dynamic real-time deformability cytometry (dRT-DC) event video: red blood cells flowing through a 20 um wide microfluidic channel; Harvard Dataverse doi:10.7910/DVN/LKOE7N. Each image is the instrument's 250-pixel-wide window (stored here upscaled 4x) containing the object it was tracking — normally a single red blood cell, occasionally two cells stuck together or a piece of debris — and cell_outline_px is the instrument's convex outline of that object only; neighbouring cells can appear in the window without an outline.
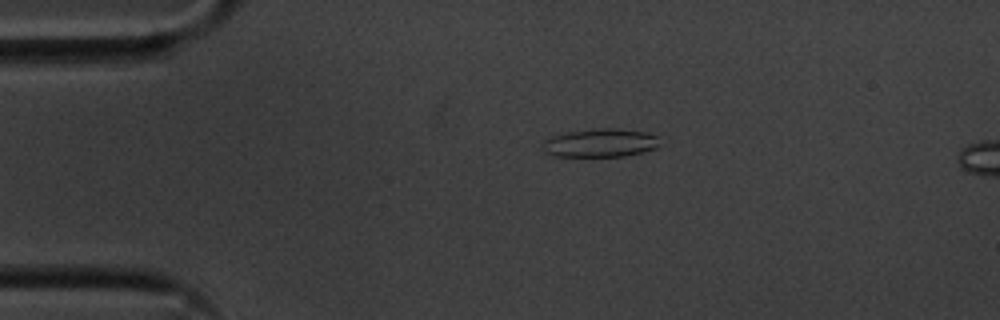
{"species": "common noctule bat (a hibernating species)", "species_latin": "Nyctalus noctula", "temperature_condition": "cold", "stored_images_in_passage": 15, "camera_frame_rate_fps": 3000, "um_per_image_px": 0.085, "animal": {"sex": "male", "body_mass_g": 20.1, "forearm_length_mm": 53.5}, "frame": {"image": 1, "passage_image": 11, "time_ms": 3.333, "image_size_px": [1000, 320], "cell_outline_px": [[656, 148], [644, 152], [624, 156], [556, 156], [544, 152], [544, 140], [552, 136], [568, 132], [596, 128], [616, 128], [644, 132], [656, 136]], "centroid_in_image_um": [51.0, 12.15], "position_along_channel_um": 34.0, "area_um2": 19.07}}